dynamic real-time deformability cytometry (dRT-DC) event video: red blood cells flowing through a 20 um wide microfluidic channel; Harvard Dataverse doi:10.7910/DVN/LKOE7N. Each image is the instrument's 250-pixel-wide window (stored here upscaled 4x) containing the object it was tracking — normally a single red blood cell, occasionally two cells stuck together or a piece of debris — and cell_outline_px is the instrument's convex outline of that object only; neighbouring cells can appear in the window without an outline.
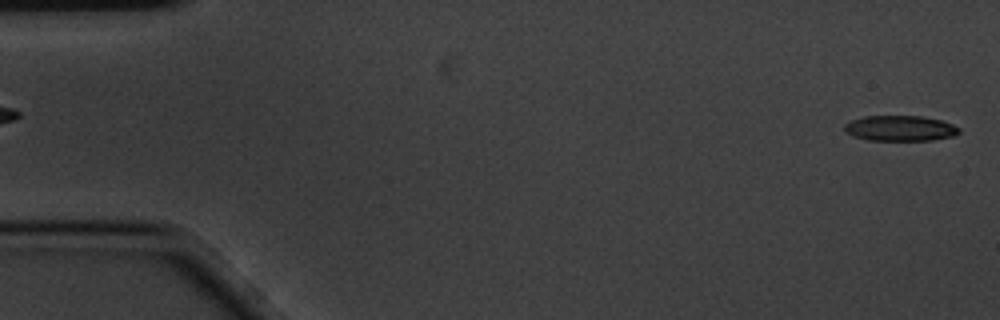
{"species": "common noctule bat (a hibernating species)", "species_latin": "Nyctalus noctula", "temperature_condition": "cold", "stored_images_in_passage": 6, "segment_of_instrument_passage": [2, 2], "camera_frame_rate_fps": 3000, "um_per_image_px": 0.085, "animal": {"sex": "male", "body_mass_g": 20.1, "forearm_length_mm": 53.5}, "frame": {"image": 1, "passage_image": 6, "time_ms": 1.667, "image_size_px": [1000, 320], "cell_outline_px": [[960, 132], [952, 136], [932, 140], [868, 140], [852, 136], [844, 128], [844, 124], [852, 120], [864, 116], [920, 116], [940, 120], [952, 124], [960, 128]], "centroid_in_image_um": [76.51, 10.9], "position_along_channel_um": 8.5, "area_um2": 16.88}}